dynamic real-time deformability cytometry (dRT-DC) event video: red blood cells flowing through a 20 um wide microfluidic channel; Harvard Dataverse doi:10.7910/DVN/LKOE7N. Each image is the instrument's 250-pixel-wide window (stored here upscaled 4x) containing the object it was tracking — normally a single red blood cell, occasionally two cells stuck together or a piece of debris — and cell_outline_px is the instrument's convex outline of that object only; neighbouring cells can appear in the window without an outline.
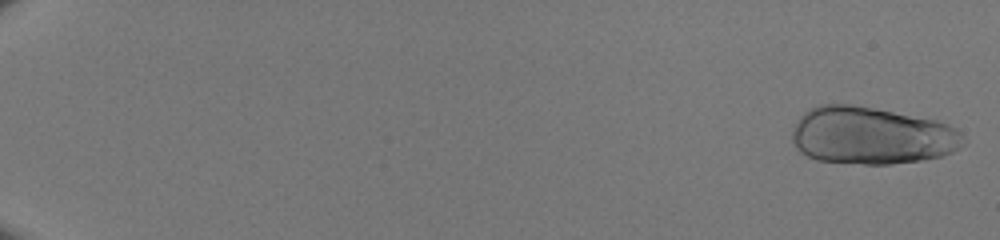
{"species": "human", "species_latin": "Homo sapiens", "temperature_condition": "room temperature", "stored_images_in_passage": 52, "segment_of_instrument_passage": [1, 2], "camera_frame_rate_fps": 3000, "um_per_image_px": 0.085, "donor": {"sex": "male"}, "frame": {"image": 1, "passage_image": 1, "time_ms": 0.0, "image_size_px": [1000, 240], "cell_outline_px": [[968, 140], [960, 148], [952, 152], [940, 156], [920, 160], [888, 164], [864, 164], [816, 160], [800, 152], [796, 148], [792, 140], [792, 128], [796, 120], [808, 108], [820, 104], [852, 104], [936, 120], [948, 124], [956, 128]], "centroid_in_image_um": [74.06, 11.52], "position_along_channel_um": 10.9, "area_um2": 57.63}}
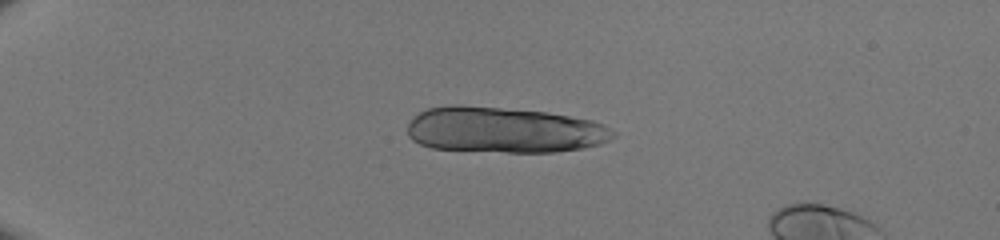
{"frame": {"image": 2, "passage_image": 14, "time_ms": 4.333, "image_size_px": [1000, 240], "cell_outline_px": [[616, 136], [600, 144], [584, 148], [556, 152], [504, 152], [432, 148], [420, 144], [412, 140], [408, 136], [408, 124], [420, 112], [428, 108], [456, 104], [460, 104], [548, 112], [592, 120], [604, 124], [616, 132]], "centroid_in_image_um": [42.87, 11.04], "position_along_channel_um": 42.1, "area_um2": 55.14}}